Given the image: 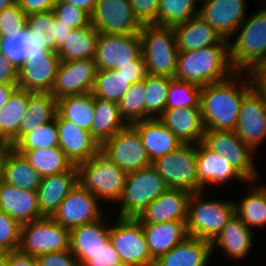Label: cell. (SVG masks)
Segmentation results:
<instances>
[{
    "mask_svg": "<svg viewBox=\"0 0 266 266\" xmlns=\"http://www.w3.org/2000/svg\"><path fill=\"white\" fill-rule=\"evenodd\" d=\"M99 34L100 32L91 24L71 30L65 44L57 50L60 61L94 59Z\"/></svg>",
    "mask_w": 266,
    "mask_h": 266,
    "instance_id": "cell-36",
    "label": "cell"
},
{
    "mask_svg": "<svg viewBox=\"0 0 266 266\" xmlns=\"http://www.w3.org/2000/svg\"><path fill=\"white\" fill-rule=\"evenodd\" d=\"M18 70L0 52V85L17 84Z\"/></svg>",
    "mask_w": 266,
    "mask_h": 266,
    "instance_id": "cell-57",
    "label": "cell"
},
{
    "mask_svg": "<svg viewBox=\"0 0 266 266\" xmlns=\"http://www.w3.org/2000/svg\"><path fill=\"white\" fill-rule=\"evenodd\" d=\"M158 119L183 144H198L205 133L200 107L165 109Z\"/></svg>",
    "mask_w": 266,
    "mask_h": 266,
    "instance_id": "cell-27",
    "label": "cell"
},
{
    "mask_svg": "<svg viewBox=\"0 0 266 266\" xmlns=\"http://www.w3.org/2000/svg\"><path fill=\"white\" fill-rule=\"evenodd\" d=\"M98 198L78 183L51 216L69 230L102 218L106 213ZM102 208H101V207Z\"/></svg>",
    "mask_w": 266,
    "mask_h": 266,
    "instance_id": "cell-13",
    "label": "cell"
},
{
    "mask_svg": "<svg viewBox=\"0 0 266 266\" xmlns=\"http://www.w3.org/2000/svg\"><path fill=\"white\" fill-rule=\"evenodd\" d=\"M142 25H157L160 0H129Z\"/></svg>",
    "mask_w": 266,
    "mask_h": 266,
    "instance_id": "cell-51",
    "label": "cell"
},
{
    "mask_svg": "<svg viewBox=\"0 0 266 266\" xmlns=\"http://www.w3.org/2000/svg\"><path fill=\"white\" fill-rule=\"evenodd\" d=\"M77 184L78 169L74 165L66 172L42 177L37 189L41 213L51 217Z\"/></svg>",
    "mask_w": 266,
    "mask_h": 266,
    "instance_id": "cell-26",
    "label": "cell"
},
{
    "mask_svg": "<svg viewBox=\"0 0 266 266\" xmlns=\"http://www.w3.org/2000/svg\"><path fill=\"white\" fill-rule=\"evenodd\" d=\"M26 26L40 44L57 52V19L53 10L27 15Z\"/></svg>",
    "mask_w": 266,
    "mask_h": 266,
    "instance_id": "cell-43",
    "label": "cell"
},
{
    "mask_svg": "<svg viewBox=\"0 0 266 266\" xmlns=\"http://www.w3.org/2000/svg\"><path fill=\"white\" fill-rule=\"evenodd\" d=\"M56 125L59 147L74 166L86 162L101 151V145L91 132L80 128L71 121L64 120L58 113Z\"/></svg>",
    "mask_w": 266,
    "mask_h": 266,
    "instance_id": "cell-20",
    "label": "cell"
},
{
    "mask_svg": "<svg viewBox=\"0 0 266 266\" xmlns=\"http://www.w3.org/2000/svg\"><path fill=\"white\" fill-rule=\"evenodd\" d=\"M14 3H17V0H0V11Z\"/></svg>",
    "mask_w": 266,
    "mask_h": 266,
    "instance_id": "cell-63",
    "label": "cell"
},
{
    "mask_svg": "<svg viewBox=\"0 0 266 266\" xmlns=\"http://www.w3.org/2000/svg\"><path fill=\"white\" fill-rule=\"evenodd\" d=\"M140 40L147 74L174 78L179 51L173 27L143 25Z\"/></svg>",
    "mask_w": 266,
    "mask_h": 266,
    "instance_id": "cell-5",
    "label": "cell"
},
{
    "mask_svg": "<svg viewBox=\"0 0 266 266\" xmlns=\"http://www.w3.org/2000/svg\"><path fill=\"white\" fill-rule=\"evenodd\" d=\"M261 65L266 69V60Z\"/></svg>",
    "mask_w": 266,
    "mask_h": 266,
    "instance_id": "cell-67",
    "label": "cell"
},
{
    "mask_svg": "<svg viewBox=\"0 0 266 266\" xmlns=\"http://www.w3.org/2000/svg\"><path fill=\"white\" fill-rule=\"evenodd\" d=\"M70 230L52 217H43L22 224L18 250L37 257L46 253L69 250Z\"/></svg>",
    "mask_w": 266,
    "mask_h": 266,
    "instance_id": "cell-9",
    "label": "cell"
},
{
    "mask_svg": "<svg viewBox=\"0 0 266 266\" xmlns=\"http://www.w3.org/2000/svg\"><path fill=\"white\" fill-rule=\"evenodd\" d=\"M101 152L126 174L152 166L139 133L131 125L106 140Z\"/></svg>",
    "mask_w": 266,
    "mask_h": 266,
    "instance_id": "cell-12",
    "label": "cell"
},
{
    "mask_svg": "<svg viewBox=\"0 0 266 266\" xmlns=\"http://www.w3.org/2000/svg\"><path fill=\"white\" fill-rule=\"evenodd\" d=\"M42 176L29 162L12 149L5 160L2 182L20 189L37 191Z\"/></svg>",
    "mask_w": 266,
    "mask_h": 266,
    "instance_id": "cell-39",
    "label": "cell"
},
{
    "mask_svg": "<svg viewBox=\"0 0 266 266\" xmlns=\"http://www.w3.org/2000/svg\"><path fill=\"white\" fill-rule=\"evenodd\" d=\"M90 16L91 25L100 33L135 34L143 27L129 0H97Z\"/></svg>",
    "mask_w": 266,
    "mask_h": 266,
    "instance_id": "cell-15",
    "label": "cell"
},
{
    "mask_svg": "<svg viewBox=\"0 0 266 266\" xmlns=\"http://www.w3.org/2000/svg\"><path fill=\"white\" fill-rule=\"evenodd\" d=\"M235 72L230 64L229 45H210L178 52L174 78L205 86L229 79Z\"/></svg>",
    "mask_w": 266,
    "mask_h": 266,
    "instance_id": "cell-2",
    "label": "cell"
},
{
    "mask_svg": "<svg viewBox=\"0 0 266 266\" xmlns=\"http://www.w3.org/2000/svg\"><path fill=\"white\" fill-rule=\"evenodd\" d=\"M105 214L97 221L80 225L70 230L69 250L81 266L92 253L97 252L110 241V224Z\"/></svg>",
    "mask_w": 266,
    "mask_h": 266,
    "instance_id": "cell-23",
    "label": "cell"
},
{
    "mask_svg": "<svg viewBox=\"0 0 266 266\" xmlns=\"http://www.w3.org/2000/svg\"><path fill=\"white\" fill-rule=\"evenodd\" d=\"M263 1V5H262V8H265L266 9V0H261V2Z\"/></svg>",
    "mask_w": 266,
    "mask_h": 266,
    "instance_id": "cell-66",
    "label": "cell"
},
{
    "mask_svg": "<svg viewBox=\"0 0 266 266\" xmlns=\"http://www.w3.org/2000/svg\"><path fill=\"white\" fill-rule=\"evenodd\" d=\"M205 193L207 192L200 191L190 194L186 226L190 237L212 242L234 216L235 203L228 199L208 200Z\"/></svg>",
    "mask_w": 266,
    "mask_h": 266,
    "instance_id": "cell-4",
    "label": "cell"
},
{
    "mask_svg": "<svg viewBox=\"0 0 266 266\" xmlns=\"http://www.w3.org/2000/svg\"><path fill=\"white\" fill-rule=\"evenodd\" d=\"M167 189L164 178L152 166L128 173L116 216L136 218Z\"/></svg>",
    "mask_w": 266,
    "mask_h": 266,
    "instance_id": "cell-7",
    "label": "cell"
},
{
    "mask_svg": "<svg viewBox=\"0 0 266 266\" xmlns=\"http://www.w3.org/2000/svg\"><path fill=\"white\" fill-rule=\"evenodd\" d=\"M177 49L191 51L210 45H229L223 37L199 15L187 22L173 27Z\"/></svg>",
    "mask_w": 266,
    "mask_h": 266,
    "instance_id": "cell-29",
    "label": "cell"
},
{
    "mask_svg": "<svg viewBox=\"0 0 266 266\" xmlns=\"http://www.w3.org/2000/svg\"><path fill=\"white\" fill-rule=\"evenodd\" d=\"M18 88L17 84L0 85V109L7 103L10 96Z\"/></svg>",
    "mask_w": 266,
    "mask_h": 266,
    "instance_id": "cell-60",
    "label": "cell"
},
{
    "mask_svg": "<svg viewBox=\"0 0 266 266\" xmlns=\"http://www.w3.org/2000/svg\"><path fill=\"white\" fill-rule=\"evenodd\" d=\"M0 52L19 70L31 57L48 56L52 51L40 44L25 26L20 32L9 34V37H0Z\"/></svg>",
    "mask_w": 266,
    "mask_h": 266,
    "instance_id": "cell-32",
    "label": "cell"
},
{
    "mask_svg": "<svg viewBox=\"0 0 266 266\" xmlns=\"http://www.w3.org/2000/svg\"><path fill=\"white\" fill-rule=\"evenodd\" d=\"M252 88L266 103V69L262 65L251 68L248 72Z\"/></svg>",
    "mask_w": 266,
    "mask_h": 266,
    "instance_id": "cell-55",
    "label": "cell"
},
{
    "mask_svg": "<svg viewBox=\"0 0 266 266\" xmlns=\"http://www.w3.org/2000/svg\"><path fill=\"white\" fill-rule=\"evenodd\" d=\"M199 2L200 0H160L157 25L175 27L198 16Z\"/></svg>",
    "mask_w": 266,
    "mask_h": 266,
    "instance_id": "cell-41",
    "label": "cell"
},
{
    "mask_svg": "<svg viewBox=\"0 0 266 266\" xmlns=\"http://www.w3.org/2000/svg\"><path fill=\"white\" fill-rule=\"evenodd\" d=\"M127 126L118 103L95 98L91 134L100 145Z\"/></svg>",
    "mask_w": 266,
    "mask_h": 266,
    "instance_id": "cell-37",
    "label": "cell"
},
{
    "mask_svg": "<svg viewBox=\"0 0 266 266\" xmlns=\"http://www.w3.org/2000/svg\"><path fill=\"white\" fill-rule=\"evenodd\" d=\"M202 142L211 150L223 155L225 160L248 182L258 181L260 174L254 165V152L241 141L235 130H205Z\"/></svg>",
    "mask_w": 266,
    "mask_h": 266,
    "instance_id": "cell-11",
    "label": "cell"
},
{
    "mask_svg": "<svg viewBox=\"0 0 266 266\" xmlns=\"http://www.w3.org/2000/svg\"><path fill=\"white\" fill-rule=\"evenodd\" d=\"M15 151L23 155L42 177L66 172L73 166L60 147Z\"/></svg>",
    "mask_w": 266,
    "mask_h": 266,
    "instance_id": "cell-40",
    "label": "cell"
},
{
    "mask_svg": "<svg viewBox=\"0 0 266 266\" xmlns=\"http://www.w3.org/2000/svg\"><path fill=\"white\" fill-rule=\"evenodd\" d=\"M170 83L171 78L167 76H146V119L158 118L164 112Z\"/></svg>",
    "mask_w": 266,
    "mask_h": 266,
    "instance_id": "cell-44",
    "label": "cell"
},
{
    "mask_svg": "<svg viewBox=\"0 0 266 266\" xmlns=\"http://www.w3.org/2000/svg\"><path fill=\"white\" fill-rule=\"evenodd\" d=\"M58 1L73 4L76 7L83 9L90 15L93 13L96 2H97V0H58Z\"/></svg>",
    "mask_w": 266,
    "mask_h": 266,
    "instance_id": "cell-59",
    "label": "cell"
},
{
    "mask_svg": "<svg viewBox=\"0 0 266 266\" xmlns=\"http://www.w3.org/2000/svg\"><path fill=\"white\" fill-rule=\"evenodd\" d=\"M59 63L56 51L48 56H35L26 60L18 70V88L31 92H51Z\"/></svg>",
    "mask_w": 266,
    "mask_h": 266,
    "instance_id": "cell-21",
    "label": "cell"
},
{
    "mask_svg": "<svg viewBox=\"0 0 266 266\" xmlns=\"http://www.w3.org/2000/svg\"><path fill=\"white\" fill-rule=\"evenodd\" d=\"M251 88L247 72H235L229 79L201 86L200 109L205 130H235L242 99Z\"/></svg>",
    "mask_w": 266,
    "mask_h": 266,
    "instance_id": "cell-1",
    "label": "cell"
},
{
    "mask_svg": "<svg viewBox=\"0 0 266 266\" xmlns=\"http://www.w3.org/2000/svg\"><path fill=\"white\" fill-rule=\"evenodd\" d=\"M197 144H182L173 152L152 161V167L164 178L168 188L190 193L202 191L196 171Z\"/></svg>",
    "mask_w": 266,
    "mask_h": 266,
    "instance_id": "cell-10",
    "label": "cell"
},
{
    "mask_svg": "<svg viewBox=\"0 0 266 266\" xmlns=\"http://www.w3.org/2000/svg\"><path fill=\"white\" fill-rule=\"evenodd\" d=\"M57 112V100L51 92H30L27 111L18 130V141L26 133L55 119Z\"/></svg>",
    "mask_w": 266,
    "mask_h": 266,
    "instance_id": "cell-33",
    "label": "cell"
},
{
    "mask_svg": "<svg viewBox=\"0 0 266 266\" xmlns=\"http://www.w3.org/2000/svg\"><path fill=\"white\" fill-rule=\"evenodd\" d=\"M78 183L95 195L101 202L117 203L123 192L126 173L101 151L86 162L80 163ZM104 200V201H103Z\"/></svg>",
    "mask_w": 266,
    "mask_h": 266,
    "instance_id": "cell-6",
    "label": "cell"
},
{
    "mask_svg": "<svg viewBox=\"0 0 266 266\" xmlns=\"http://www.w3.org/2000/svg\"><path fill=\"white\" fill-rule=\"evenodd\" d=\"M235 131L254 152L266 139V103L253 88L242 99Z\"/></svg>",
    "mask_w": 266,
    "mask_h": 266,
    "instance_id": "cell-16",
    "label": "cell"
},
{
    "mask_svg": "<svg viewBox=\"0 0 266 266\" xmlns=\"http://www.w3.org/2000/svg\"><path fill=\"white\" fill-rule=\"evenodd\" d=\"M253 233L254 231L234 214L211 242L212 254L218 246L226 258L232 261L245 259L254 246Z\"/></svg>",
    "mask_w": 266,
    "mask_h": 266,
    "instance_id": "cell-25",
    "label": "cell"
},
{
    "mask_svg": "<svg viewBox=\"0 0 266 266\" xmlns=\"http://www.w3.org/2000/svg\"><path fill=\"white\" fill-rule=\"evenodd\" d=\"M71 30V28H68L57 20V50L65 44V39Z\"/></svg>",
    "mask_w": 266,
    "mask_h": 266,
    "instance_id": "cell-62",
    "label": "cell"
},
{
    "mask_svg": "<svg viewBox=\"0 0 266 266\" xmlns=\"http://www.w3.org/2000/svg\"><path fill=\"white\" fill-rule=\"evenodd\" d=\"M196 171L198 185L202 191L209 190L208 185H225L236 180L241 183L248 181L236 170L223 155L209 149L202 141L197 144L196 148ZM224 183V184H223Z\"/></svg>",
    "mask_w": 266,
    "mask_h": 266,
    "instance_id": "cell-19",
    "label": "cell"
},
{
    "mask_svg": "<svg viewBox=\"0 0 266 266\" xmlns=\"http://www.w3.org/2000/svg\"><path fill=\"white\" fill-rule=\"evenodd\" d=\"M59 147L56 118L26 133L14 146V150H35Z\"/></svg>",
    "mask_w": 266,
    "mask_h": 266,
    "instance_id": "cell-47",
    "label": "cell"
},
{
    "mask_svg": "<svg viewBox=\"0 0 266 266\" xmlns=\"http://www.w3.org/2000/svg\"><path fill=\"white\" fill-rule=\"evenodd\" d=\"M248 16L229 41L230 64L236 72H248L266 60V9L260 6Z\"/></svg>",
    "mask_w": 266,
    "mask_h": 266,
    "instance_id": "cell-3",
    "label": "cell"
},
{
    "mask_svg": "<svg viewBox=\"0 0 266 266\" xmlns=\"http://www.w3.org/2000/svg\"><path fill=\"white\" fill-rule=\"evenodd\" d=\"M0 266H9V253L4 259L0 260Z\"/></svg>",
    "mask_w": 266,
    "mask_h": 266,
    "instance_id": "cell-64",
    "label": "cell"
},
{
    "mask_svg": "<svg viewBox=\"0 0 266 266\" xmlns=\"http://www.w3.org/2000/svg\"><path fill=\"white\" fill-rule=\"evenodd\" d=\"M116 71L128 79L130 84L143 81L148 75L145 60L142 54L132 61L131 64L123 65L116 69Z\"/></svg>",
    "mask_w": 266,
    "mask_h": 266,
    "instance_id": "cell-54",
    "label": "cell"
},
{
    "mask_svg": "<svg viewBox=\"0 0 266 266\" xmlns=\"http://www.w3.org/2000/svg\"><path fill=\"white\" fill-rule=\"evenodd\" d=\"M95 97L91 93L65 96L57 100V113L82 129L91 132Z\"/></svg>",
    "mask_w": 266,
    "mask_h": 266,
    "instance_id": "cell-38",
    "label": "cell"
},
{
    "mask_svg": "<svg viewBox=\"0 0 266 266\" xmlns=\"http://www.w3.org/2000/svg\"><path fill=\"white\" fill-rule=\"evenodd\" d=\"M141 52L140 33L107 34L100 33L97 40L95 64L97 70H116L131 64Z\"/></svg>",
    "mask_w": 266,
    "mask_h": 266,
    "instance_id": "cell-14",
    "label": "cell"
},
{
    "mask_svg": "<svg viewBox=\"0 0 266 266\" xmlns=\"http://www.w3.org/2000/svg\"><path fill=\"white\" fill-rule=\"evenodd\" d=\"M258 183L248 182L249 192L234 200L235 214L252 230L266 226V189Z\"/></svg>",
    "mask_w": 266,
    "mask_h": 266,
    "instance_id": "cell-34",
    "label": "cell"
},
{
    "mask_svg": "<svg viewBox=\"0 0 266 266\" xmlns=\"http://www.w3.org/2000/svg\"><path fill=\"white\" fill-rule=\"evenodd\" d=\"M30 92L17 88L0 109V140L9 142L12 147L18 142V130L27 111Z\"/></svg>",
    "mask_w": 266,
    "mask_h": 266,
    "instance_id": "cell-35",
    "label": "cell"
},
{
    "mask_svg": "<svg viewBox=\"0 0 266 266\" xmlns=\"http://www.w3.org/2000/svg\"><path fill=\"white\" fill-rule=\"evenodd\" d=\"M145 96V80H143L131 84L119 100L121 115L128 125L146 120Z\"/></svg>",
    "mask_w": 266,
    "mask_h": 266,
    "instance_id": "cell-45",
    "label": "cell"
},
{
    "mask_svg": "<svg viewBox=\"0 0 266 266\" xmlns=\"http://www.w3.org/2000/svg\"><path fill=\"white\" fill-rule=\"evenodd\" d=\"M109 240L123 266H154L142 223L134 217H116L110 221Z\"/></svg>",
    "mask_w": 266,
    "mask_h": 266,
    "instance_id": "cell-8",
    "label": "cell"
},
{
    "mask_svg": "<svg viewBox=\"0 0 266 266\" xmlns=\"http://www.w3.org/2000/svg\"><path fill=\"white\" fill-rule=\"evenodd\" d=\"M130 86L128 79L116 70H97L91 94L95 98L118 103Z\"/></svg>",
    "mask_w": 266,
    "mask_h": 266,
    "instance_id": "cell-42",
    "label": "cell"
},
{
    "mask_svg": "<svg viewBox=\"0 0 266 266\" xmlns=\"http://www.w3.org/2000/svg\"><path fill=\"white\" fill-rule=\"evenodd\" d=\"M9 266H37L36 257L19 250L9 252Z\"/></svg>",
    "mask_w": 266,
    "mask_h": 266,
    "instance_id": "cell-58",
    "label": "cell"
},
{
    "mask_svg": "<svg viewBox=\"0 0 266 266\" xmlns=\"http://www.w3.org/2000/svg\"><path fill=\"white\" fill-rule=\"evenodd\" d=\"M81 266H123L118 252L109 241L106 246L91 254Z\"/></svg>",
    "mask_w": 266,
    "mask_h": 266,
    "instance_id": "cell-52",
    "label": "cell"
},
{
    "mask_svg": "<svg viewBox=\"0 0 266 266\" xmlns=\"http://www.w3.org/2000/svg\"><path fill=\"white\" fill-rule=\"evenodd\" d=\"M27 14L14 3L0 11V37L20 32L26 26Z\"/></svg>",
    "mask_w": 266,
    "mask_h": 266,
    "instance_id": "cell-49",
    "label": "cell"
},
{
    "mask_svg": "<svg viewBox=\"0 0 266 266\" xmlns=\"http://www.w3.org/2000/svg\"><path fill=\"white\" fill-rule=\"evenodd\" d=\"M36 262L37 266H80L70 250L39 255Z\"/></svg>",
    "mask_w": 266,
    "mask_h": 266,
    "instance_id": "cell-53",
    "label": "cell"
},
{
    "mask_svg": "<svg viewBox=\"0 0 266 266\" xmlns=\"http://www.w3.org/2000/svg\"><path fill=\"white\" fill-rule=\"evenodd\" d=\"M56 19L68 28L79 29L91 24V16L83 9L62 1H57L53 8Z\"/></svg>",
    "mask_w": 266,
    "mask_h": 266,
    "instance_id": "cell-48",
    "label": "cell"
},
{
    "mask_svg": "<svg viewBox=\"0 0 266 266\" xmlns=\"http://www.w3.org/2000/svg\"><path fill=\"white\" fill-rule=\"evenodd\" d=\"M58 0H17L19 7L27 14L53 10Z\"/></svg>",
    "mask_w": 266,
    "mask_h": 266,
    "instance_id": "cell-56",
    "label": "cell"
},
{
    "mask_svg": "<svg viewBox=\"0 0 266 266\" xmlns=\"http://www.w3.org/2000/svg\"><path fill=\"white\" fill-rule=\"evenodd\" d=\"M131 126L139 133L151 162L173 152L183 144L158 118L142 120Z\"/></svg>",
    "mask_w": 266,
    "mask_h": 266,
    "instance_id": "cell-28",
    "label": "cell"
},
{
    "mask_svg": "<svg viewBox=\"0 0 266 266\" xmlns=\"http://www.w3.org/2000/svg\"><path fill=\"white\" fill-rule=\"evenodd\" d=\"M190 194L187 190L168 188L136 218L141 223H164L174 220H187Z\"/></svg>",
    "mask_w": 266,
    "mask_h": 266,
    "instance_id": "cell-22",
    "label": "cell"
},
{
    "mask_svg": "<svg viewBox=\"0 0 266 266\" xmlns=\"http://www.w3.org/2000/svg\"><path fill=\"white\" fill-rule=\"evenodd\" d=\"M142 227L151 257L154 261L189 236L186 220H174L164 223H142Z\"/></svg>",
    "mask_w": 266,
    "mask_h": 266,
    "instance_id": "cell-30",
    "label": "cell"
},
{
    "mask_svg": "<svg viewBox=\"0 0 266 266\" xmlns=\"http://www.w3.org/2000/svg\"><path fill=\"white\" fill-rule=\"evenodd\" d=\"M21 226L19 222L0 210V246L8 253L19 248Z\"/></svg>",
    "mask_w": 266,
    "mask_h": 266,
    "instance_id": "cell-50",
    "label": "cell"
},
{
    "mask_svg": "<svg viewBox=\"0 0 266 266\" xmlns=\"http://www.w3.org/2000/svg\"><path fill=\"white\" fill-rule=\"evenodd\" d=\"M12 149L13 147L9 142L0 140V182L3 179V169L6 157Z\"/></svg>",
    "mask_w": 266,
    "mask_h": 266,
    "instance_id": "cell-61",
    "label": "cell"
},
{
    "mask_svg": "<svg viewBox=\"0 0 266 266\" xmlns=\"http://www.w3.org/2000/svg\"><path fill=\"white\" fill-rule=\"evenodd\" d=\"M7 251L0 246V260L4 259L7 256Z\"/></svg>",
    "mask_w": 266,
    "mask_h": 266,
    "instance_id": "cell-65",
    "label": "cell"
},
{
    "mask_svg": "<svg viewBox=\"0 0 266 266\" xmlns=\"http://www.w3.org/2000/svg\"><path fill=\"white\" fill-rule=\"evenodd\" d=\"M201 86L171 78L166 109L200 107Z\"/></svg>",
    "mask_w": 266,
    "mask_h": 266,
    "instance_id": "cell-46",
    "label": "cell"
},
{
    "mask_svg": "<svg viewBox=\"0 0 266 266\" xmlns=\"http://www.w3.org/2000/svg\"><path fill=\"white\" fill-rule=\"evenodd\" d=\"M96 71L94 59L60 61L52 96L58 100L65 96L91 93Z\"/></svg>",
    "mask_w": 266,
    "mask_h": 266,
    "instance_id": "cell-17",
    "label": "cell"
},
{
    "mask_svg": "<svg viewBox=\"0 0 266 266\" xmlns=\"http://www.w3.org/2000/svg\"><path fill=\"white\" fill-rule=\"evenodd\" d=\"M246 0H200L199 16L222 37L230 41L241 23L247 18Z\"/></svg>",
    "mask_w": 266,
    "mask_h": 266,
    "instance_id": "cell-18",
    "label": "cell"
},
{
    "mask_svg": "<svg viewBox=\"0 0 266 266\" xmlns=\"http://www.w3.org/2000/svg\"><path fill=\"white\" fill-rule=\"evenodd\" d=\"M0 210L21 225L45 217L39 208L37 191L0 182Z\"/></svg>",
    "mask_w": 266,
    "mask_h": 266,
    "instance_id": "cell-24",
    "label": "cell"
},
{
    "mask_svg": "<svg viewBox=\"0 0 266 266\" xmlns=\"http://www.w3.org/2000/svg\"><path fill=\"white\" fill-rule=\"evenodd\" d=\"M210 257H212L210 241L188 236L155 260L154 266H208Z\"/></svg>",
    "mask_w": 266,
    "mask_h": 266,
    "instance_id": "cell-31",
    "label": "cell"
}]
</instances>
